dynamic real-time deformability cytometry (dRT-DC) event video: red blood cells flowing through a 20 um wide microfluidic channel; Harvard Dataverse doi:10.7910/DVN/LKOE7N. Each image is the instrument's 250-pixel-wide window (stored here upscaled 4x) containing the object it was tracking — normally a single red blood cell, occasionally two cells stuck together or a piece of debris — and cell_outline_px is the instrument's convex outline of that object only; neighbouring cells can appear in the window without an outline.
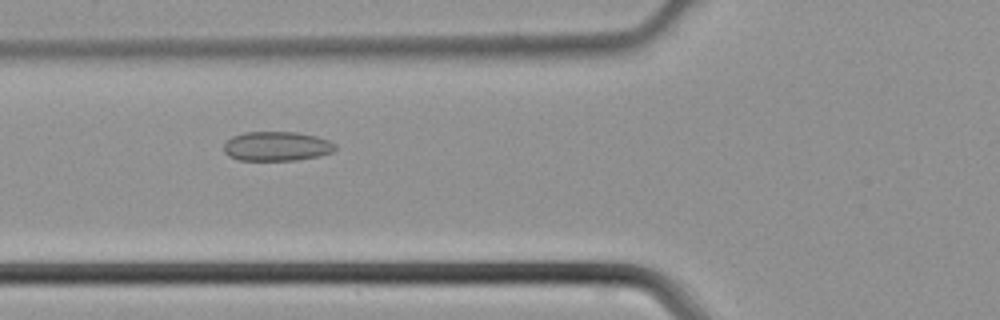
{"species": "common noctule bat (a hibernating species)", "species_latin": "Nyctalus noctula", "temperature_condition": "cold", "stored_images_in_passage": 45, "camera_frame_rate_fps": 3000, "um_per_image_px": 0.085, "animal": {"sex": "male", "body_mass_g": 21.5, "forearm_length_mm": 52.0}, "frame": {"image": 1, "passage_image": 17, "time_ms": 5.333, "image_size_px": [1000, 320], "cell_outline_px": [[336, 148], [332, 152], [320, 156], [296, 160], [240, 160], [228, 156], [224, 152], [224, 144], [232, 136], [244, 132], [296, 132], [316, 136], [328, 140], [336, 144]], "centroid_in_image_um": [23.52, 12.43], "position_along_channel_um": 102.3, "area_um2": 19.13}}
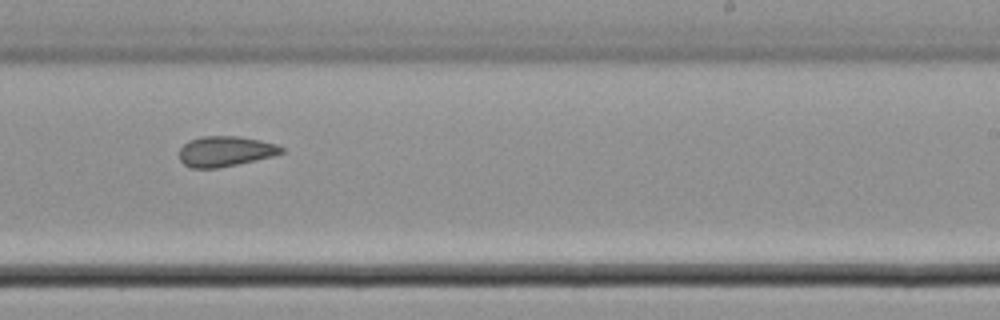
{"frame": {"image": 2, "passage_image": 28, "time_ms": 9.0, "image_size_px": [1000, 320], "cell_outline_px": [[284, 152], [272, 156], [220, 168], [192, 168], [184, 164], [180, 160], [180, 148], [188, 140], [200, 136], [240, 136], [260, 140], [276, 144], [284, 148]], "centroid_in_image_um": [19.14, 12.85], "position_along_channel_um": 269.9, "area_um2": 18.09}}
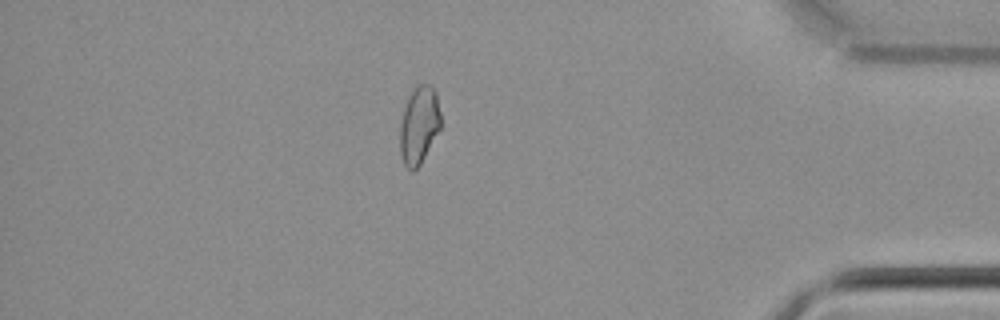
{"frame": {"image": 3, "passage_image": 39, "time_ms": 12.667, "image_size_px": [1000, 320], "cell_outline_px": [[440, 128], [420, 164], [412, 172], [404, 164], [400, 156], [400, 124], [404, 108], [416, 84], [428, 84], [436, 92], [440, 112]], "centroid_in_image_um": [35.61, 10.64], "position_along_channel_um": 399.6, "area_um2": 18.15}}